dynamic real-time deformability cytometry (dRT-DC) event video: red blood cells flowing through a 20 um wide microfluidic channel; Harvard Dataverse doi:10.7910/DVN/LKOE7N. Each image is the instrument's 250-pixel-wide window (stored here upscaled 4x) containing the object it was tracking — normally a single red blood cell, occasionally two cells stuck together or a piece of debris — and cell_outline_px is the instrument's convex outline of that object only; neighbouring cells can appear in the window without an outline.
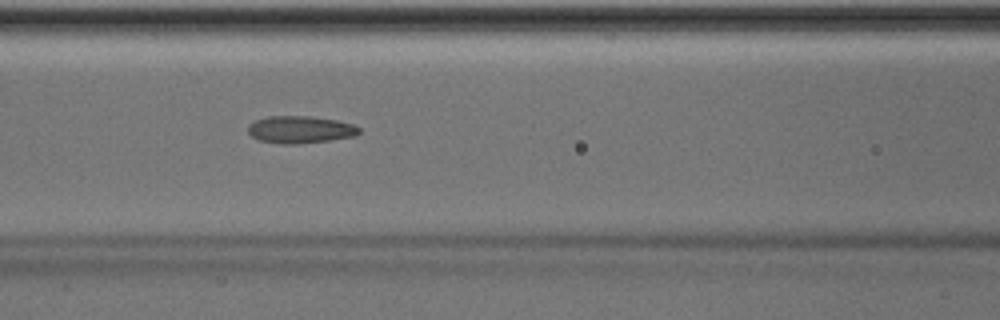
{"species": "Egyptian fruit bat (a non-hibernating species)", "species_latin": "Rousettus aegyptiacus", "temperature_condition": "room temperature", "stored_images_in_passage": 50, "camera_frame_rate_fps": 3000, "um_per_image_px": 0.085, "animal": {"sex": "male"}, "frame": {"image": 1, "passage_image": 22, "time_ms": 7.0, "image_size_px": [1000, 320], "cell_outline_px": [[360, 132], [356, 136], [328, 140], [296, 144], [284, 144], [260, 140], [252, 136], [248, 132], [248, 124], [256, 120], [268, 116], [308, 116], [336, 120], [352, 124], [360, 128]], "centroid_in_image_um": [25.52, 11.01], "position_along_channel_um": 141.1, "area_um2": 17.51}}
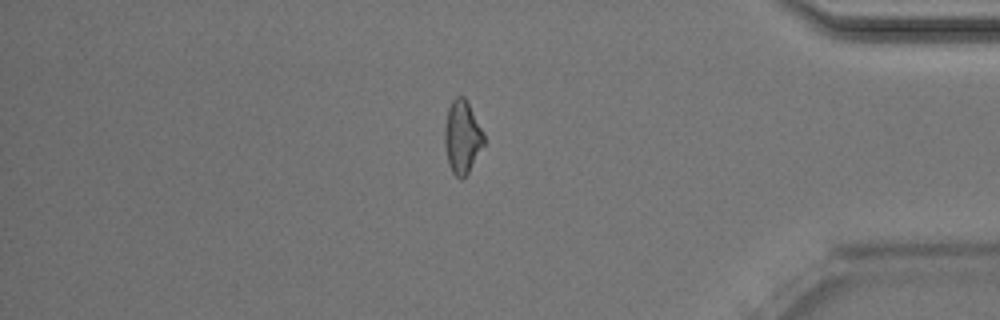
{"frame": {"image": 2, "passage_image": 43, "time_ms": 14.0, "image_size_px": [1000, 320], "cell_outline_px": [[484, 144], [468, 172], [460, 180], [452, 172], [448, 164], [444, 144], [444, 128], [448, 108], [452, 100], [456, 96], [464, 96], [484, 132]], "centroid_in_image_um": [39.27, 11.63], "position_along_channel_um": 395.9, "area_um2": 16.65}, "authors_computed_cell_mechanics": {"area_um2": 17.3978, "velocity_mm_per_s": 4.0551, "shape_relaxation_time_tau1_ms": 5.3024, "shape_relaxation_time_tau2_ms": 2.8496, "deformation_change_tau1": 0.1435, "deformation_change_tau2": 0.0979}}